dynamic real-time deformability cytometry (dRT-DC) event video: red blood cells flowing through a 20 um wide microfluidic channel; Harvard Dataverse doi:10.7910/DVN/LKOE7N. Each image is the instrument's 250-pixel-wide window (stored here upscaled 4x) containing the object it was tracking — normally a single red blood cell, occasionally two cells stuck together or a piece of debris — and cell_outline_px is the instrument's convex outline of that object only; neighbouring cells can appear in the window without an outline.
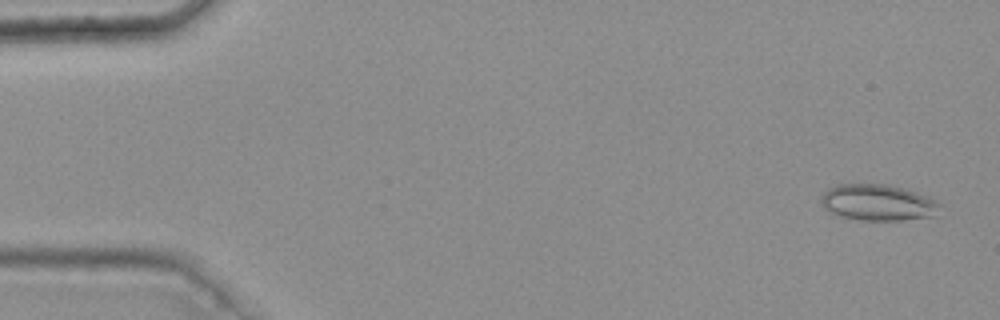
{"species": "common noctule bat (a hibernating species)", "species_latin": "Nyctalus noctula", "temperature_condition": "warm", "stored_images_in_passage": 5, "camera_frame_rate_fps": 3000, "um_per_image_px": 0.085, "animal": {"sex": "female", "body_mass_g": 25.1}, "frame": {"image": 1, "passage_image": 1, "time_ms": 0.0, "image_size_px": [1000, 320], "cell_outline_px": [[940, 204], [936, 216], [904, 220], [860, 220], [840, 216], [828, 212], [820, 204], [820, 196], [828, 188], [840, 184], [884, 184], [916, 192], [928, 196], [936, 200]], "centroid_in_image_um": [74.59, 17.22], "position_along_channel_um": 10.4, "area_um2": 25.2}}